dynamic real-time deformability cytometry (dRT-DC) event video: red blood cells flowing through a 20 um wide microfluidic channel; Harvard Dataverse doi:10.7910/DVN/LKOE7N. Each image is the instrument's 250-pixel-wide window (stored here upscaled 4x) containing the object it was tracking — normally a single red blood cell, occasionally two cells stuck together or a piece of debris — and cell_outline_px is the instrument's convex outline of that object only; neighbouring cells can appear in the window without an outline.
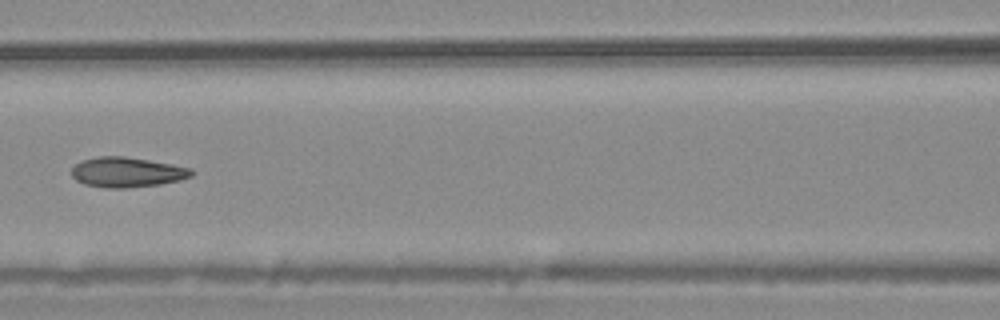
{"species": "common noctule bat (a hibernating species)", "species_latin": "Nyctalus noctula", "temperature_condition": "warm", "stored_images_in_passage": 8, "segment_of_instrument_passage": [1, 2], "camera_frame_rate_fps": 3000, "um_per_image_px": 0.085, "animal": {"sex": "male", "body_mass_g": 20.4}, "frame": {"image": 1, "passage_image": 7, "time_ms": 2.0, "image_size_px": [1000, 320], "cell_outline_px": [[196, 172], [192, 176], [180, 180], [160, 184], [128, 188], [104, 188], [84, 184], [76, 180], [72, 176], [72, 168], [76, 164], [84, 160], [100, 156], [124, 156], [172, 164], [192, 168]], "centroid_in_image_um": [10.83, 14.64], "position_along_channel_um": 155.8, "area_um2": 21.04}}